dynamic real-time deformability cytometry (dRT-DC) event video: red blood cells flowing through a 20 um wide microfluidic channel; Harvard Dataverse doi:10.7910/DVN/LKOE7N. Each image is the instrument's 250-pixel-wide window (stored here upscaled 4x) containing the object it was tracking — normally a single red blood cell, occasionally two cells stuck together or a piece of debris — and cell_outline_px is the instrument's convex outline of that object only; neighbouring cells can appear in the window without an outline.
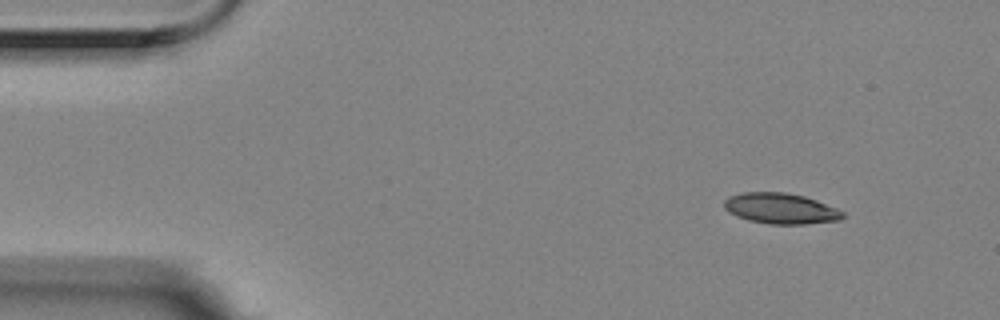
{"species": "Egyptian fruit bat (a non-hibernating species)", "species_latin": "Rousettus aegyptiacus", "temperature_condition": "room temperature", "stored_images_in_passage": 4, "camera_frame_rate_fps": 3000, "um_per_image_px": 0.085, "animal": {"sex": "female"}, "frame": {"image": 1, "passage_image": 1, "time_ms": 0.0, "image_size_px": [1000, 320], "cell_outline_px": [[844, 216], [840, 220], [804, 224], [768, 224], [748, 220], [736, 216], [728, 212], [724, 208], [724, 200], [728, 196], [740, 192], [784, 192], [804, 196], [816, 200], [836, 208], [844, 212]], "centroid_in_image_um": [66.32, 17.72], "position_along_channel_um": 18.7, "area_um2": 21.33}}